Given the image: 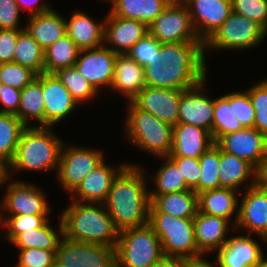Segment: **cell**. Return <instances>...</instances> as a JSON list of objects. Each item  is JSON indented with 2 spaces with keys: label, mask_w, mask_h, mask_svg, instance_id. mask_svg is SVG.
<instances>
[{
  "label": "cell",
  "mask_w": 267,
  "mask_h": 267,
  "mask_svg": "<svg viewBox=\"0 0 267 267\" xmlns=\"http://www.w3.org/2000/svg\"><path fill=\"white\" fill-rule=\"evenodd\" d=\"M144 173L141 166L128 164L113 180L103 203L119 231L148 223L151 201Z\"/></svg>",
  "instance_id": "obj_2"
},
{
  "label": "cell",
  "mask_w": 267,
  "mask_h": 267,
  "mask_svg": "<svg viewBox=\"0 0 267 267\" xmlns=\"http://www.w3.org/2000/svg\"><path fill=\"white\" fill-rule=\"evenodd\" d=\"M148 33L160 43L202 42L185 3H169L149 24Z\"/></svg>",
  "instance_id": "obj_10"
},
{
  "label": "cell",
  "mask_w": 267,
  "mask_h": 267,
  "mask_svg": "<svg viewBox=\"0 0 267 267\" xmlns=\"http://www.w3.org/2000/svg\"><path fill=\"white\" fill-rule=\"evenodd\" d=\"M244 191L234 229H245L267 242V188L251 181Z\"/></svg>",
  "instance_id": "obj_13"
},
{
  "label": "cell",
  "mask_w": 267,
  "mask_h": 267,
  "mask_svg": "<svg viewBox=\"0 0 267 267\" xmlns=\"http://www.w3.org/2000/svg\"><path fill=\"white\" fill-rule=\"evenodd\" d=\"M20 13L15 0H0V29H25L19 23Z\"/></svg>",
  "instance_id": "obj_49"
},
{
  "label": "cell",
  "mask_w": 267,
  "mask_h": 267,
  "mask_svg": "<svg viewBox=\"0 0 267 267\" xmlns=\"http://www.w3.org/2000/svg\"><path fill=\"white\" fill-rule=\"evenodd\" d=\"M219 188H231L241 193V184L251 179L258 182V171L245 160L220 150Z\"/></svg>",
  "instance_id": "obj_30"
},
{
  "label": "cell",
  "mask_w": 267,
  "mask_h": 267,
  "mask_svg": "<svg viewBox=\"0 0 267 267\" xmlns=\"http://www.w3.org/2000/svg\"><path fill=\"white\" fill-rule=\"evenodd\" d=\"M110 14L138 20L147 26L169 5L166 0H114Z\"/></svg>",
  "instance_id": "obj_31"
},
{
  "label": "cell",
  "mask_w": 267,
  "mask_h": 267,
  "mask_svg": "<svg viewBox=\"0 0 267 267\" xmlns=\"http://www.w3.org/2000/svg\"><path fill=\"white\" fill-rule=\"evenodd\" d=\"M16 116L26 126L32 119L38 121V126H44V99L42 93V73L21 90L20 104Z\"/></svg>",
  "instance_id": "obj_32"
},
{
  "label": "cell",
  "mask_w": 267,
  "mask_h": 267,
  "mask_svg": "<svg viewBox=\"0 0 267 267\" xmlns=\"http://www.w3.org/2000/svg\"><path fill=\"white\" fill-rule=\"evenodd\" d=\"M21 91L10 86L0 84V113L16 115L20 104Z\"/></svg>",
  "instance_id": "obj_51"
},
{
  "label": "cell",
  "mask_w": 267,
  "mask_h": 267,
  "mask_svg": "<svg viewBox=\"0 0 267 267\" xmlns=\"http://www.w3.org/2000/svg\"><path fill=\"white\" fill-rule=\"evenodd\" d=\"M215 144L221 151L250 163L257 171L267 156V137L254 127L225 134Z\"/></svg>",
  "instance_id": "obj_14"
},
{
  "label": "cell",
  "mask_w": 267,
  "mask_h": 267,
  "mask_svg": "<svg viewBox=\"0 0 267 267\" xmlns=\"http://www.w3.org/2000/svg\"><path fill=\"white\" fill-rule=\"evenodd\" d=\"M148 224L159 237L165 258L181 261L204 258L196 245L193 218L149 212Z\"/></svg>",
  "instance_id": "obj_5"
},
{
  "label": "cell",
  "mask_w": 267,
  "mask_h": 267,
  "mask_svg": "<svg viewBox=\"0 0 267 267\" xmlns=\"http://www.w3.org/2000/svg\"><path fill=\"white\" fill-rule=\"evenodd\" d=\"M212 138L214 143L223 135L243 129L233 112V92L214 99Z\"/></svg>",
  "instance_id": "obj_35"
},
{
  "label": "cell",
  "mask_w": 267,
  "mask_h": 267,
  "mask_svg": "<svg viewBox=\"0 0 267 267\" xmlns=\"http://www.w3.org/2000/svg\"><path fill=\"white\" fill-rule=\"evenodd\" d=\"M116 56L117 53L105 45L81 50L74 66L99 92L102 87L112 85Z\"/></svg>",
  "instance_id": "obj_15"
},
{
  "label": "cell",
  "mask_w": 267,
  "mask_h": 267,
  "mask_svg": "<svg viewBox=\"0 0 267 267\" xmlns=\"http://www.w3.org/2000/svg\"><path fill=\"white\" fill-rule=\"evenodd\" d=\"M266 35L267 31L260 24L232 12L204 43V51L207 48H212L213 50L253 48L259 45Z\"/></svg>",
  "instance_id": "obj_8"
},
{
  "label": "cell",
  "mask_w": 267,
  "mask_h": 267,
  "mask_svg": "<svg viewBox=\"0 0 267 267\" xmlns=\"http://www.w3.org/2000/svg\"><path fill=\"white\" fill-rule=\"evenodd\" d=\"M154 267H184V261L165 258L162 262Z\"/></svg>",
  "instance_id": "obj_55"
},
{
  "label": "cell",
  "mask_w": 267,
  "mask_h": 267,
  "mask_svg": "<svg viewBox=\"0 0 267 267\" xmlns=\"http://www.w3.org/2000/svg\"><path fill=\"white\" fill-rule=\"evenodd\" d=\"M183 90L145 86L131 102L140 110L149 112L160 120L175 126L178 106Z\"/></svg>",
  "instance_id": "obj_18"
},
{
  "label": "cell",
  "mask_w": 267,
  "mask_h": 267,
  "mask_svg": "<svg viewBox=\"0 0 267 267\" xmlns=\"http://www.w3.org/2000/svg\"><path fill=\"white\" fill-rule=\"evenodd\" d=\"M66 145L68 144L64 142L56 172L62 188L71 194L105 157L96 148Z\"/></svg>",
  "instance_id": "obj_9"
},
{
  "label": "cell",
  "mask_w": 267,
  "mask_h": 267,
  "mask_svg": "<svg viewBox=\"0 0 267 267\" xmlns=\"http://www.w3.org/2000/svg\"><path fill=\"white\" fill-rule=\"evenodd\" d=\"M55 263L61 267H116V247L72 241L63 236Z\"/></svg>",
  "instance_id": "obj_11"
},
{
  "label": "cell",
  "mask_w": 267,
  "mask_h": 267,
  "mask_svg": "<svg viewBox=\"0 0 267 267\" xmlns=\"http://www.w3.org/2000/svg\"><path fill=\"white\" fill-rule=\"evenodd\" d=\"M219 164L220 149L214 143L199 158V165L202 169L199 184L193 189L197 194L211 189L219 188Z\"/></svg>",
  "instance_id": "obj_40"
},
{
  "label": "cell",
  "mask_w": 267,
  "mask_h": 267,
  "mask_svg": "<svg viewBox=\"0 0 267 267\" xmlns=\"http://www.w3.org/2000/svg\"><path fill=\"white\" fill-rule=\"evenodd\" d=\"M25 127L16 115L0 113V162L6 167L14 158Z\"/></svg>",
  "instance_id": "obj_37"
},
{
  "label": "cell",
  "mask_w": 267,
  "mask_h": 267,
  "mask_svg": "<svg viewBox=\"0 0 267 267\" xmlns=\"http://www.w3.org/2000/svg\"><path fill=\"white\" fill-rule=\"evenodd\" d=\"M243 193L231 188H218L206 190L198 194V211L207 215H214L224 218L228 221L232 220V229L238 220L239 198L237 195Z\"/></svg>",
  "instance_id": "obj_26"
},
{
  "label": "cell",
  "mask_w": 267,
  "mask_h": 267,
  "mask_svg": "<svg viewBox=\"0 0 267 267\" xmlns=\"http://www.w3.org/2000/svg\"><path fill=\"white\" fill-rule=\"evenodd\" d=\"M23 29H0V64L13 62L18 34Z\"/></svg>",
  "instance_id": "obj_50"
},
{
  "label": "cell",
  "mask_w": 267,
  "mask_h": 267,
  "mask_svg": "<svg viewBox=\"0 0 267 267\" xmlns=\"http://www.w3.org/2000/svg\"><path fill=\"white\" fill-rule=\"evenodd\" d=\"M213 144L214 140L208 130L177 123L173 126L172 151L168 157L199 159Z\"/></svg>",
  "instance_id": "obj_23"
},
{
  "label": "cell",
  "mask_w": 267,
  "mask_h": 267,
  "mask_svg": "<svg viewBox=\"0 0 267 267\" xmlns=\"http://www.w3.org/2000/svg\"><path fill=\"white\" fill-rule=\"evenodd\" d=\"M233 112L243 128H253L255 111L247 91L233 92Z\"/></svg>",
  "instance_id": "obj_47"
},
{
  "label": "cell",
  "mask_w": 267,
  "mask_h": 267,
  "mask_svg": "<svg viewBox=\"0 0 267 267\" xmlns=\"http://www.w3.org/2000/svg\"><path fill=\"white\" fill-rule=\"evenodd\" d=\"M196 245L203 254L219 250L229 238V221L214 215L197 212L193 218Z\"/></svg>",
  "instance_id": "obj_24"
},
{
  "label": "cell",
  "mask_w": 267,
  "mask_h": 267,
  "mask_svg": "<svg viewBox=\"0 0 267 267\" xmlns=\"http://www.w3.org/2000/svg\"><path fill=\"white\" fill-rule=\"evenodd\" d=\"M127 165L128 162H123L115 168L103 160L71 193L72 199L80 202L104 203L113 180Z\"/></svg>",
  "instance_id": "obj_22"
},
{
  "label": "cell",
  "mask_w": 267,
  "mask_h": 267,
  "mask_svg": "<svg viewBox=\"0 0 267 267\" xmlns=\"http://www.w3.org/2000/svg\"><path fill=\"white\" fill-rule=\"evenodd\" d=\"M0 208H2V207H1V203H0ZM1 211H2V209H0V224H1V226H2V224H3V219H2V217L4 216V215H3L4 212H3V211L1 212Z\"/></svg>",
  "instance_id": "obj_59"
},
{
  "label": "cell",
  "mask_w": 267,
  "mask_h": 267,
  "mask_svg": "<svg viewBox=\"0 0 267 267\" xmlns=\"http://www.w3.org/2000/svg\"><path fill=\"white\" fill-rule=\"evenodd\" d=\"M257 241L247 236H233L218 250L216 264L219 267H257L264 256Z\"/></svg>",
  "instance_id": "obj_21"
},
{
  "label": "cell",
  "mask_w": 267,
  "mask_h": 267,
  "mask_svg": "<svg viewBox=\"0 0 267 267\" xmlns=\"http://www.w3.org/2000/svg\"><path fill=\"white\" fill-rule=\"evenodd\" d=\"M232 12L254 20L267 31V0H231Z\"/></svg>",
  "instance_id": "obj_45"
},
{
  "label": "cell",
  "mask_w": 267,
  "mask_h": 267,
  "mask_svg": "<svg viewBox=\"0 0 267 267\" xmlns=\"http://www.w3.org/2000/svg\"><path fill=\"white\" fill-rule=\"evenodd\" d=\"M27 19L25 29L44 50L66 34L65 18L53 8Z\"/></svg>",
  "instance_id": "obj_28"
},
{
  "label": "cell",
  "mask_w": 267,
  "mask_h": 267,
  "mask_svg": "<svg viewBox=\"0 0 267 267\" xmlns=\"http://www.w3.org/2000/svg\"><path fill=\"white\" fill-rule=\"evenodd\" d=\"M6 177V166L0 162V184Z\"/></svg>",
  "instance_id": "obj_56"
},
{
  "label": "cell",
  "mask_w": 267,
  "mask_h": 267,
  "mask_svg": "<svg viewBox=\"0 0 267 267\" xmlns=\"http://www.w3.org/2000/svg\"><path fill=\"white\" fill-rule=\"evenodd\" d=\"M10 179L6 176L0 184L1 188L7 183L6 193L1 200V209L8 212L7 215H49L52 209L40 187Z\"/></svg>",
  "instance_id": "obj_12"
},
{
  "label": "cell",
  "mask_w": 267,
  "mask_h": 267,
  "mask_svg": "<svg viewBox=\"0 0 267 267\" xmlns=\"http://www.w3.org/2000/svg\"><path fill=\"white\" fill-rule=\"evenodd\" d=\"M54 74L70 92L78 105L97 97L96 94L98 92L86 78L79 73L75 66L58 69Z\"/></svg>",
  "instance_id": "obj_39"
},
{
  "label": "cell",
  "mask_w": 267,
  "mask_h": 267,
  "mask_svg": "<svg viewBox=\"0 0 267 267\" xmlns=\"http://www.w3.org/2000/svg\"><path fill=\"white\" fill-rule=\"evenodd\" d=\"M2 227L7 229L6 238L12 242L20 233L42 227L48 220V215H8L2 217Z\"/></svg>",
  "instance_id": "obj_42"
},
{
  "label": "cell",
  "mask_w": 267,
  "mask_h": 267,
  "mask_svg": "<svg viewBox=\"0 0 267 267\" xmlns=\"http://www.w3.org/2000/svg\"><path fill=\"white\" fill-rule=\"evenodd\" d=\"M161 44L154 36L147 33L126 53L142 67L161 63Z\"/></svg>",
  "instance_id": "obj_41"
},
{
  "label": "cell",
  "mask_w": 267,
  "mask_h": 267,
  "mask_svg": "<svg viewBox=\"0 0 267 267\" xmlns=\"http://www.w3.org/2000/svg\"><path fill=\"white\" fill-rule=\"evenodd\" d=\"M149 212H163L181 218H194L198 212V194L192 189L163 195H149Z\"/></svg>",
  "instance_id": "obj_29"
},
{
  "label": "cell",
  "mask_w": 267,
  "mask_h": 267,
  "mask_svg": "<svg viewBox=\"0 0 267 267\" xmlns=\"http://www.w3.org/2000/svg\"><path fill=\"white\" fill-rule=\"evenodd\" d=\"M184 267H219L217 264L208 262L204 258L198 260L184 261Z\"/></svg>",
  "instance_id": "obj_53"
},
{
  "label": "cell",
  "mask_w": 267,
  "mask_h": 267,
  "mask_svg": "<svg viewBox=\"0 0 267 267\" xmlns=\"http://www.w3.org/2000/svg\"><path fill=\"white\" fill-rule=\"evenodd\" d=\"M59 227L53 229L49 225V220L40 228L27 230L20 233L11 243L16 245L18 249H28V248H40L44 250H57L58 245L64 236L63 234V224L60 217Z\"/></svg>",
  "instance_id": "obj_33"
},
{
  "label": "cell",
  "mask_w": 267,
  "mask_h": 267,
  "mask_svg": "<svg viewBox=\"0 0 267 267\" xmlns=\"http://www.w3.org/2000/svg\"><path fill=\"white\" fill-rule=\"evenodd\" d=\"M168 3H184L185 0H166Z\"/></svg>",
  "instance_id": "obj_58"
},
{
  "label": "cell",
  "mask_w": 267,
  "mask_h": 267,
  "mask_svg": "<svg viewBox=\"0 0 267 267\" xmlns=\"http://www.w3.org/2000/svg\"><path fill=\"white\" fill-rule=\"evenodd\" d=\"M80 51L74 41L65 34L44 50V73H55L58 69L73 67Z\"/></svg>",
  "instance_id": "obj_34"
},
{
  "label": "cell",
  "mask_w": 267,
  "mask_h": 267,
  "mask_svg": "<svg viewBox=\"0 0 267 267\" xmlns=\"http://www.w3.org/2000/svg\"><path fill=\"white\" fill-rule=\"evenodd\" d=\"M164 259L160 239L148 223L119 231L116 267H154Z\"/></svg>",
  "instance_id": "obj_7"
},
{
  "label": "cell",
  "mask_w": 267,
  "mask_h": 267,
  "mask_svg": "<svg viewBox=\"0 0 267 267\" xmlns=\"http://www.w3.org/2000/svg\"><path fill=\"white\" fill-rule=\"evenodd\" d=\"M17 5L19 6L20 11L23 9L29 10V13L32 15L45 13L47 12L51 6L48 3H39V0H15Z\"/></svg>",
  "instance_id": "obj_52"
},
{
  "label": "cell",
  "mask_w": 267,
  "mask_h": 267,
  "mask_svg": "<svg viewBox=\"0 0 267 267\" xmlns=\"http://www.w3.org/2000/svg\"><path fill=\"white\" fill-rule=\"evenodd\" d=\"M178 168L190 189H194L200 180L202 169L199 159L187 157H168Z\"/></svg>",
  "instance_id": "obj_48"
},
{
  "label": "cell",
  "mask_w": 267,
  "mask_h": 267,
  "mask_svg": "<svg viewBox=\"0 0 267 267\" xmlns=\"http://www.w3.org/2000/svg\"><path fill=\"white\" fill-rule=\"evenodd\" d=\"M147 33L148 26L138 20L117 17L110 13L105 17L104 45L117 54L127 53Z\"/></svg>",
  "instance_id": "obj_20"
},
{
  "label": "cell",
  "mask_w": 267,
  "mask_h": 267,
  "mask_svg": "<svg viewBox=\"0 0 267 267\" xmlns=\"http://www.w3.org/2000/svg\"><path fill=\"white\" fill-rule=\"evenodd\" d=\"M258 183L267 188V156L265 157L263 164L258 171Z\"/></svg>",
  "instance_id": "obj_54"
},
{
  "label": "cell",
  "mask_w": 267,
  "mask_h": 267,
  "mask_svg": "<svg viewBox=\"0 0 267 267\" xmlns=\"http://www.w3.org/2000/svg\"><path fill=\"white\" fill-rule=\"evenodd\" d=\"M36 73L30 68L15 62L0 64V84L22 90L35 77Z\"/></svg>",
  "instance_id": "obj_44"
},
{
  "label": "cell",
  "mask_w": 267,
  "mask_h": 267,
  "mask_svg": "<svg viewBox=\"0 0 267 267\" xmlns=\"http://www.w3.org/2000/svg\"><path fill=\"white\" fill-rule=\"evenodd\" d=\"M255 111L254 128L267 137V79L247 89Z\"/></svg>",
  "instance_id": "obj_43"
},
{
  "label": "cell",
  "mask_w": 267,
  "mask_h": 267,
  "mask_svg": "<svg viewBox=\"0 0 267 267\" xmlns=\"http://www.w3.org/2000/svg\"><path fill=\"white\" fill-rule=\"evenodd\" d=\"M44 126L52 127L79 107L70 92L54 73H42Z\"/></svg>",
  "instance_id": "obj_19"
},
{
  "label": "cell",
  "mask_w": 267,
  "mask_h": 267,
  "mask_svg": "<svg viewBox=\"0 0 267 267\" xmlns=\"http://www.w3.org/2000/svg\"><path fill=\"white\" fill-rule=\"evenodd\" d=\"M163 165L150 177L154 182V191H149V195H163L175 192L190 190L177 166L168 158L161 157ZM156 190V191H155Z\"/></svg>",
  "instance_id": "obj_38"
},
{
  "label": "cell",
  "mask_w": 267,
  "mask_h": 267,
  "mask_svg": "<svg viewBox=\"0 0 267 267\" xmlns=\"http://www.w3.org/2000/svg\"><path fill=\"white\" fill-rule=\"evenodd\" d=\"M51 128L33 125L23 129L14 158L6 167V176L11 178L13 171L21 170H57L64 142Z\"/></svg>",
  "instance_id": "obj_4"
},
{
  "label": "cell",
  "mask_w": 267,
  "mask_h": 267,
  "mask_svg": "<svg viewBox=\"0 0 267 267\" xmlns=\"http://www.w3.org/2000/svg\"><path fill=\"white\" fill-rule=\"evenodd\" d=\"M128 104L124 130L129 142L158 159L168 157L172 151L173 126L138 109L131 101Z\"/></svg>",
  "instance_id": "obj_6"
},
{
  "label": "cell",
  "mask_w": 267,
  "mask_h": 267,
  "mask_svg": "<svg viewBox=\"0 0 267 267\" xmlns=\"http://www.w3.org/2000/svg\"><path fill=\"white\" fill-rule=\"evenodd\" d=\"M53 267H61V266H59V265H57L56 263L53 265Z\"/></svg>",
  "instance_id": "obj_60"
},
{
  "label": "cell",
  "mask_w": 267,
  "mask_h": 267,
  "mask_svg": "<svg viewBox=\"0 0 267 267\" xmlns=\"http://www.w3.org/2000/svg\"><path fill=\"white\" fill-rule=\"evenodd\" d=\"M203 42L161 44V63L146 65V86L186 90L207 78Z\"/></svg>",
  "instance_id": "obj_1"
},
{
  "label": "cell",
  "mask_w": 267,
  "mask_h": 267,
  "mask_svg": "<svg viewBox=\"0 0 267 267\" xmlns=\"http://www.w3.org/2000/svg\"><path fill=\"white\" fill-rule=\"evenodd\" d=\"M195 31L205 43L232 13L231 0H185Z\"/></svg>",
  "instance_id": "obj_17"
},
{
  "label": "cell",
  "mask_w": 267,
  "mask_h": 267,
  "mask_svg": "<svg viewBox=\"0 0 267 267\" xmlns=\"http://www.w3.org/2000/svg\"><path fill=\"white\" fill-rule=\"evenodd\" d=\"M13 62L30 68L37 75L44 72V49L26 29L18 34Z\"/></svg>",
  "instance_id": "obj_36"
},
{
  "label": "cell",
  "mask_w": 267,
  "mask_h": 267,
  "mask_svg": "<svg viewBox=\"0 0 267 267\" xmlns=\"http://www.w3.org/2000/svg\"><path fill=\"white\" fill-rule=\"evenodd\" d=\"M257 267H267V257L264 258L263 256L262 262Z\"/></svg>",
  "instance_id": "obj_57"
},
{
  "label": "cell",
  "mask_w": 267,
  "mask_h": 267,
  "mask_svg": "<svg viewBox=\"0 0 267 267\" xmlns=\"http://www.w3.org/2000/svg\"><path fill=\"white\" fill-rule=\"evenodd\" d=\"M146 86L144 68L128 54H117L110 89L131 101Z\"/></svg>",
  "instance_id": "obj_27"
},
{
  "label": "cell",
  "mask_w": 267,
  "mask_h": 267,
  "mask_svg": "<svg viewBox=\"0 0 267 267\" xmlns=\"http://www.w3.org/2000/svg\"><path fill=\"white\" fill-rule=\"evenodd\" d=\"M60 217L67 239L116 247L119 230L103 203L72 200Z\"/></svg>",
  "instance_id": "obj_3"
},
{
  "label": "cell",
  "mask_w": 267,
  "mask_h": 267,
  "mask_svg": "<svg viewBox=\"0 0 267 267\" xmlns=\"http://www.w3.org/2000/svg\"><path fill=\"white\" fill-rule=\"evenodd\" d=\"M66 34L80 50H88L104 45L105 18L97 22L83 11L73 12L66 20Z\"/></svg>",
  "instance_id": "obj_25"
},
{
  "label": "cell",
  "mask_w": 267,
  "mask_h": 267,
  "mask_svg": "<svg viewBox=\"0 0 267 267\" xmlns=\"http://www.w3.org/2000/svg\"><path fill=\"white\" fill-rule=\"evenodd\" d=\"M206 79L182 91L178 106V122L208 130L212 135L214 99L205 94Z\"/></svg>",
  "instance_id": "obj_16"
},
{
  "label": "cell",
  "mask_w": 267,
  "mask_h": 267,
  "mask_svg": "<svg viewBox=\"0 0 267 267\" xmlns=\"http://www.w3.org/2000/svg\"><path fill=\"white\" fill-rule=\"evenodd\" d=\"M18 264L15 267H53L56 250L40 248L19 249Z\"/></svg>",
  "instance_id": "obj_46"
}]
</instances>
